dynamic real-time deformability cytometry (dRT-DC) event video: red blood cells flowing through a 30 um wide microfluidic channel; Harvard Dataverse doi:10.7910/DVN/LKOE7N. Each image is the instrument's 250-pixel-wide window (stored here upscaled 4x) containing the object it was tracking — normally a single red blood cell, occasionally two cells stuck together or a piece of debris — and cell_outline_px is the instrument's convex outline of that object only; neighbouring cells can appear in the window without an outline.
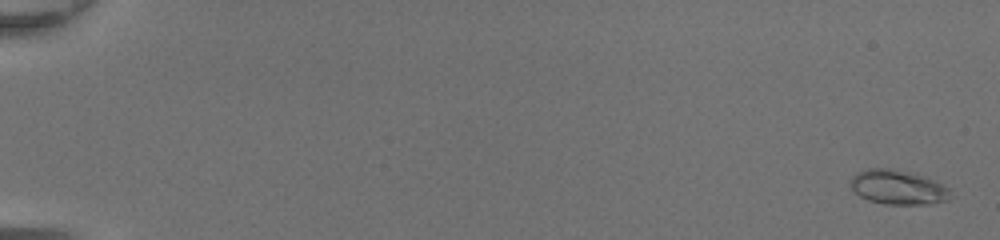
{"species": "common noctule bat (a hibernating species)", "species_latin": "Nyctalus noctula", "temperature_condition": "room temperature", "stored_images_in_passage": 50, "camera_frame_rate_fps": 3000, "um_per_image_px": 0.085, "animal": {"sex": "female", "body_mass_g": 20.0, "forearm_length_mm": 54.0}, "frame": {"image": 1, "passage_image": 2, "time_ms": 0.333, "image_size_px": [1000, 240], "cell_outline_px": [[952, 196], [948, 200], [928, 204], [884, 204], [868, 200], [860, 196], [848, 184], [852, 176], [856, 172], [868, 168], [896, 168], [932, 180], [948, 188]], "centroid_in_image_um": [76.27, 15.91], "position_along_channel_um": 8.7, "area_um2": 20.0}}
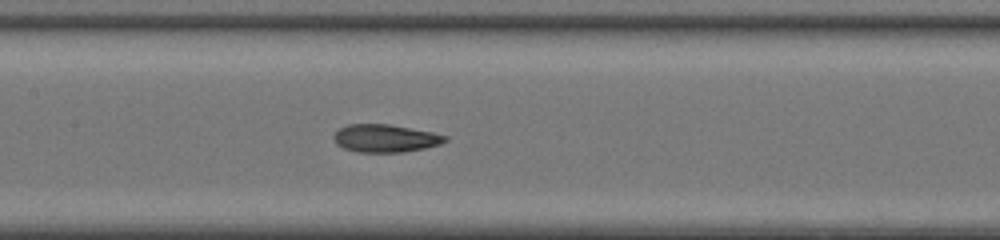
{"frame": {"image": 2, "passage_image": 27, "time_ms": 8.667, "image_size_px": [1000, 240], "cell_outline_px": [[448, 140], [440, 144], [424, 148], [404, 152], [356, 152], [344, 148], [336, 144], [332, 136], [340, 128], [348, 124], [388, 124], [432, 132], [448, 136]], "centroid_in_image_um": [32.74, 11.76], "position_along_channel_um": 174.7, "area_um2": 18.03}}
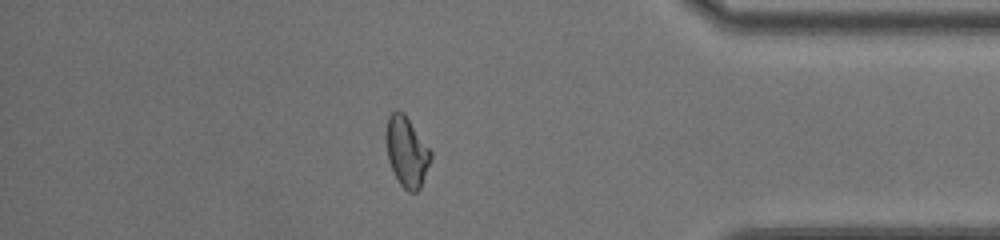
{"frame": {"image": 3, "passage_image": 44, "time_ms": 14.333, "image_size_px": [1000, 240], "cell_outline_px": [[432, 156], [420, 188], [416, 192], [408, 192], [400, 184], [388, 160], [384, 136], [384, 132], [388, 116], [392, 112], [404, 112], [432, 152]], "centroid_in_image_um": [34.54, 12.87], "position_along_channel_um": 400.7, "area_um2": 18.26}, "authors_computed_cell_mechanics": {"area_um2": 18.207, "velocity_mm_per_s": 4.4083, "shape_relaxation_time_tau1_ms": 4.6366, "shape_relaxation_time_tau2_ms": 1.3315, "deformation_change_tau1": 0.1954, "deformation_change_tau2": 0.0745}}